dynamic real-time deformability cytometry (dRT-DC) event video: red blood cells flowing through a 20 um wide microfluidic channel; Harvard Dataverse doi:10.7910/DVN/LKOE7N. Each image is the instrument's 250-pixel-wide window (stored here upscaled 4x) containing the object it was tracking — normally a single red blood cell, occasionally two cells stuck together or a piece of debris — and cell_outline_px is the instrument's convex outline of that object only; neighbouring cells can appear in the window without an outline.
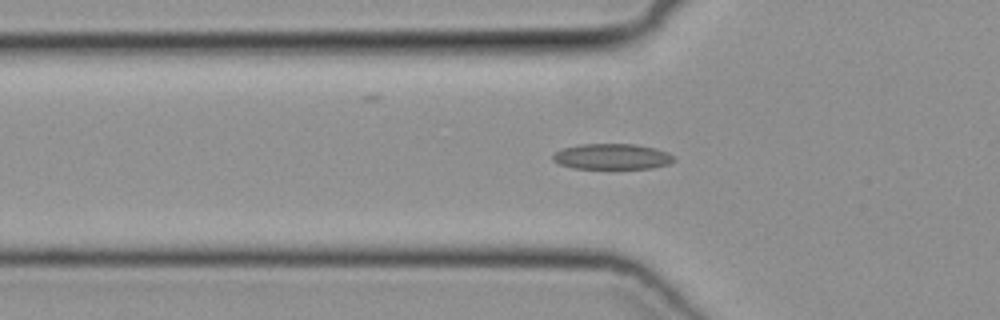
{"species": "common noctule bat (a hibernating species)", "species_latin": "Nyctalus noctula", "temperature_condition": "cold", "stored_images_in_passage": 46, "camera_frame_rate_fps": 3000, "um_per_image_px": 0.085, "animal": {"sex": "female", "body_mass_g": 19.3, "forearm_length_mm": 54.1}, "frame": {"image": 1, "passage_image": 16, "time_ms": 5.0, "image_size_px": [1000, 320], "cell_outline_px": [[676, 160], [668, 164], [652, 168], [572, 168], [560, 164], [552, 160], [552, 156], [556, 152], [564, 148], [580, 144], [636, 144], [668, 152], [676, 156]], "centroid_in_image_um": [52.05, 13.31], "position_along_channel_um": 73.8, "area_um2": 18.03}}
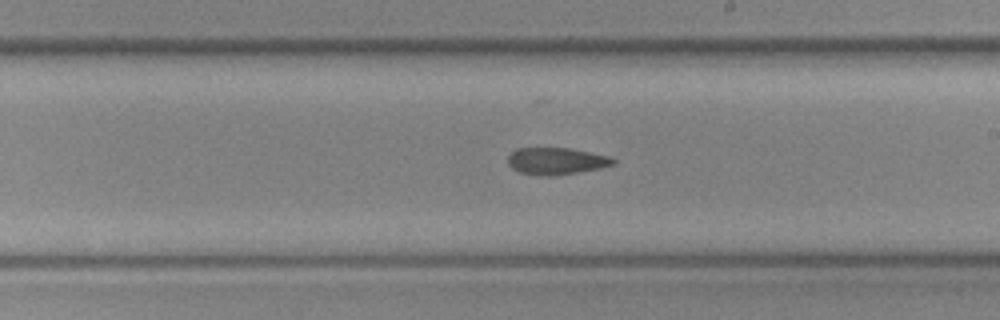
{"frame": {"image": 2, "passage_image": 28, "time_ms": 9.0, "image_size_px": [1000, 320], "cell_outline_px": [[616, 164], [600, 168], [552, 176], [536, 176], [520, 172], [512, 168], [508, 164], [508, 156], [516, 148], [568, 148], [612, 156], [616, 160]], "centroid_in_image_um": [47.3, 13.69], "position_along_channel_um": 241.7, "area_um2": 16.65}}
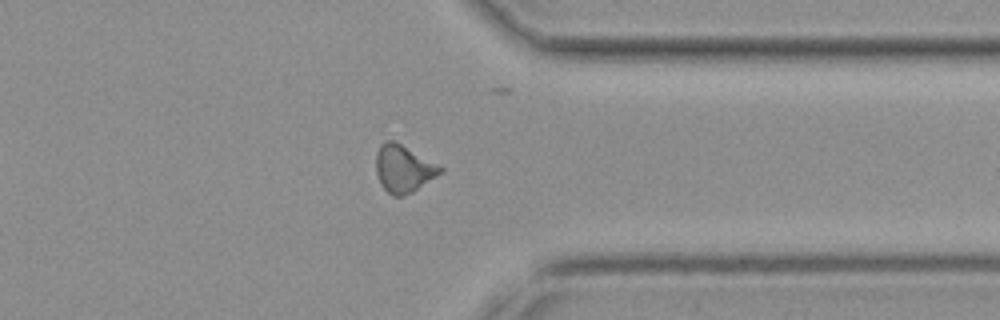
{"frame": {"image": 3, "passage_image": 38, "time_ms": 12.333, "image_size_px": [1000, 320], "cell_outline_px": [[444, 172], [412, 192], [404, 196], [392, 196], [380, 184], [376, 172], [376, 152], [380, 144], [384, 140], [392, 140], [400, 144], [444, 168]], "centroid_in_image_um": [34.28, 14.35], "position_along_channel_um": 377.1, "area_um2": 17.63}}